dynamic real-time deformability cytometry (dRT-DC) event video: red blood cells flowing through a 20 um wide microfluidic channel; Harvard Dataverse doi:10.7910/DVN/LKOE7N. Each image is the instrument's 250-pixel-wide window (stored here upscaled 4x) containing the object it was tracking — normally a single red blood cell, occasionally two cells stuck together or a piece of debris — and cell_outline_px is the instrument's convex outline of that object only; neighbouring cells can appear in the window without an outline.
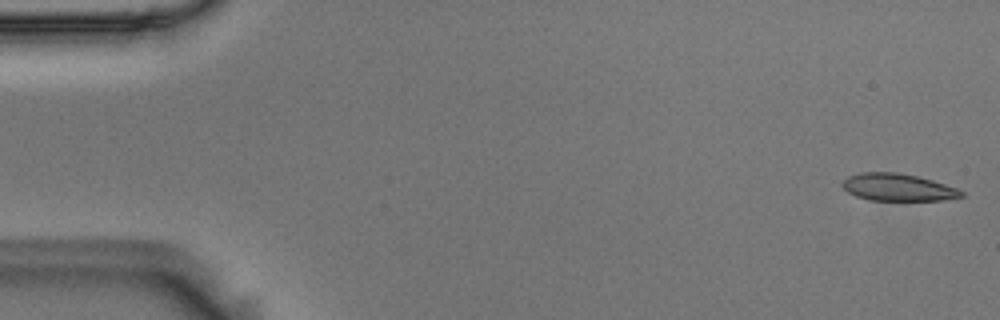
{"species": "Egyptian fruit bat (a non-hibernating species)", "species_latin": "Rousettus aegyptiacus", "temperature_condition": "room temperature", "stored_images_in_passage": 5, "camera_frame_rate_fps": 3000, "um_per_image_px": 0.085, "animal": {"sex": "male"}, "frame": {"image": 1, "passage_image": 1, "time_ms": 0.0, "image_size_px": [1000, 320], "cell_outline_px": [[964, 196], [944, 200], [868, 200], [856, 196], [848, 192], [840, 184], [848, 176], [860, 172], [896, 172], [916, 176], [932, 180], [956, 188], [964, 192]], "centroid_in_image_um": [76.29, 15.92], "position_along_channel_um": 8.7, "area_um2": 18.84}}